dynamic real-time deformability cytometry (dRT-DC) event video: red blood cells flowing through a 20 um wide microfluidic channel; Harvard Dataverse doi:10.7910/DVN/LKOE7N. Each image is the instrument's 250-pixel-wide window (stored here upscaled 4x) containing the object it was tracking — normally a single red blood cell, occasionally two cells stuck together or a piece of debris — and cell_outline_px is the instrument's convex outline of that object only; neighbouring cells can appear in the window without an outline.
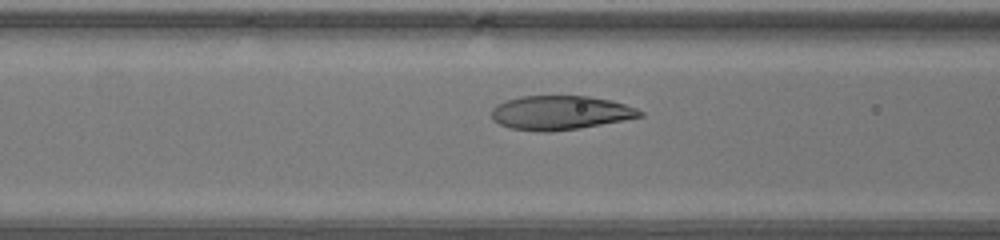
{"species": "human", "species_latin": "Homo sapiens", "temperature_condition": "warm", "stored_images_in_passage": 31, "camera_frame_rate_fps": 3000, "um_per_image_px": 0.085, "donor": {"sex": "male"}, "frame": {"image": 1, "passage_image": 4, "time_ms": 1.0, "image_size_px": [1000, 240], "cell_outline_px": [[644, 116], [624, 120], [580, 128], [552, 132], [540, 132], [508, 128], [492, 120], [492, 108], [496, 104], [520, 96], [588, 96], [612, 100], [636, 108], [644, 112]], "centroid_in_image_um": [47.62, 9.59], "position_along_channel_um": 119.0, "area_um2": 29.65}}
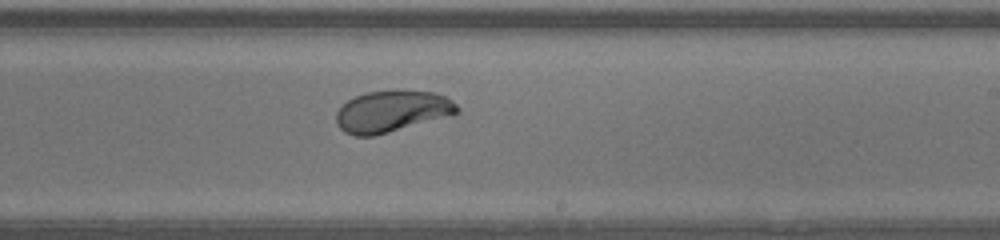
{"frame": {"image": 2, "passage_image": 13, "time_ms": 4.0, "image_size_px": [1000, 240], "cell_outline_px": [[460, 112], [388, 132], [372, 136], [356, 136], [344, 132], [336, 124], [336, 112], [348, 100], [356, 96], [368, 92], [400, 88], [404, 88], [436, 92], [452, 100], [460, 108]], "centroid_in_image_um": [33.31, 9.42], "position_along_channel_um": 255.7, "area_um2": 29.42}}
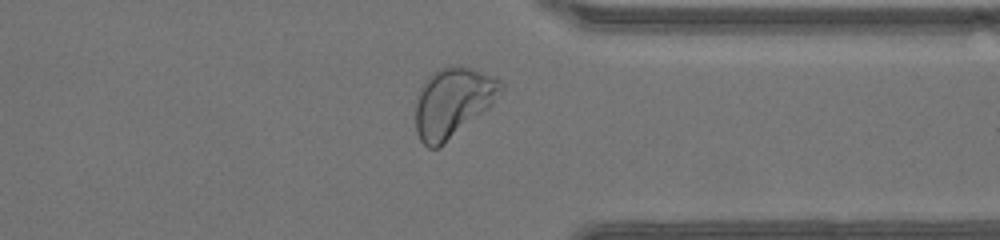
{"frame": {"image": 3, "passage_image": 21, "time_ms": 6.667, "image_size_px": [1000, 240], "cell_outline_px": [[504, 88], [492, 104], [488, 108], [440, 148], [428, 148], [420, 140], [416, 132], [416, 96], [424, 80], [432, 72], [448, 64], [460, 64], [472, 68], [500, 80], [504, 84]], "centroid_in_image_um": [38.46, 8.68], "position_along_channel_um": 372.9, "area_um2": 34.91}}